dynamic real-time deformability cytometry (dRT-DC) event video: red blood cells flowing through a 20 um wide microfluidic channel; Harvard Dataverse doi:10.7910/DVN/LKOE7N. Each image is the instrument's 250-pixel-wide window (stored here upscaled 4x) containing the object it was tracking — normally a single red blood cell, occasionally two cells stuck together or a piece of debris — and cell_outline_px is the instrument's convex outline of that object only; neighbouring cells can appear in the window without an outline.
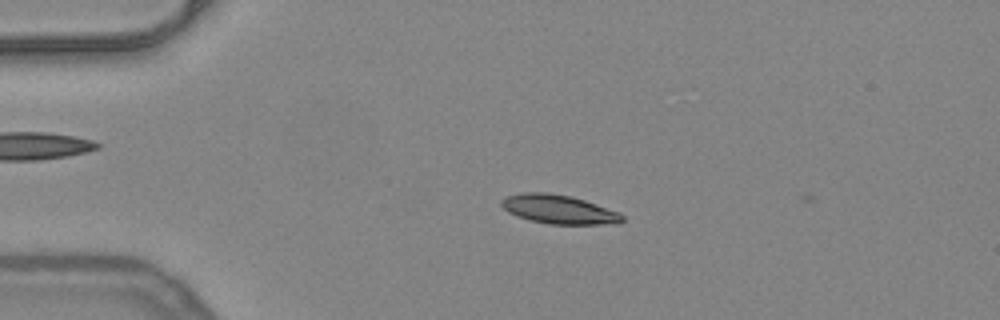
{"species": "common noctule bat (a hibernating species)", "species_latin": "Nyctalus noctula", "temperature_condition": "warm", "stored_images_in_passage": 13, "camera_frame_rate_fps": 3000, "um_per_image_px": 0.085, "animal": {"sex": "female", "body_mass_g": 24.6, "forearm_length_mm": 56.2}, "frame": {"image": 1, "passage_image": 12, "time_ms": 3.667, "image_size_px": [1000, 320], "cell_outline_px": [[624, 220], [620, 224], [548, 224], [516, 216], [508, 212], [500, 204], [500, 200], [504, 196], [520, 192], [548, 192], [572, 196], [620, 212], [624, 216]], "centroid_in_image_um": [47.49, 17.78], "position_along_channel_um": 37.5, "area_um2": 20.63}}